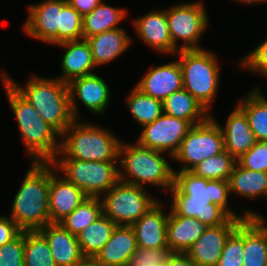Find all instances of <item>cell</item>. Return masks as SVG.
<instances>
[{
    "label": "cell",
    "mask_w": 267,
    "mask_h": 266,
    "mask_svg": "<svg viewBox=\"0 0 267 266\" xmlns=\"http://www.w3.org/2000/svg\"><path fill=\"white\" fill-rule=\"evenodd\" d=\"M170 210L183 217H193L208 227L225 224L231 217L246 219V215H237L230 209L229 182L206 179L191 171L174 169V185Z\"/></svg>",
    "instance_id": "obj_1"
},
{
    "label": "cell",
    "mask_w": 267,
    "mask_h": 266,
    "mask_svg": "<svg viewBox=\"0 0 267 266\" xmlns=\"http://www.w3.org/2000/svg\"><path fill=\"white\" fill-rule=\"evenodd\" d=\"M5 94L19 127L29 158L35 163H50L60 151L61 135L39 116L36 109L0 74Z\"/></svg>",
    "instance_id": "obj_2"
},
{
    "label": "cell",
    "mask_w": 267,
    "mask_h": 266,
    "mask_svg": "<svg viewBox=\"0 0 267 266\" xmlns=\"http://www.w3.org/2000/svg\"><path fill=\"white\" fill-rule=\"evenodd\" d=\"M49 179L50 163L31 162L8 216L22 231H37L50 223Z\"/></svg>",
    "instance_id": "obj_3"
},
{
    "label": "cell",
    "mask_w": 267,
    "mask_h": 266,
    "mask_svg": "<svg viewBox=\"0 0 267 266\" xmlns=\"http://www.w3.org/2000/svg\"><path fill=\"white\" fill-rule=\"evenodd\" d=\"M14 88L36 109L40 117L60 135L76 120L72 114L68 85L58 78H43L33 74L27 86H21L1 71Z\"/></svg>",
    "instance_id": "obj_4"
},
{
    "label": "cell",
    "mask_w": 267,
    "mask_h": 266,
    "mask_svg": "<svg viewBox=\"0 0 267 266\" xmlns=\"http://www.w3.org/2000/svg\"><path fill=\"white\" fill-rule=\"evenodd\" d=\"M133 144L121 141L119 180L143 188L147 185L161 186L169 192L174 185V168L164 158V152L142 147L137 142Z\"/></svg>",
    "instance_id": "obj_5"
},
{
    "label": "cell",
    "mask_w": 267,
    "mask_h": 266,
    "mask_svg": "<svg viewBox=\"0 0 267 266\" xmlns=\"http://www.w3.org/2000/svg\"><path fill=\"white\" fill-rule=\"evenodd\" d=\"M60 138V151L54 159L118 160L121 140L106 128L76 119Z\"/></svg>",
    "instance_id": "obj_6"
},
{
    "label": "cell",
    "mask_w": 267,
    "mask_h": 266,
    "mask_svg": "<svg viewBox=\"0 0 267 266\" xmlns=\"http://www.w3.org/2000/svg\"><path fill=\"white\" fill-rule=\"evenodd\" d=\"M175 55L182 70L183 88L210 112L220 83V66L213 52L180 50Z\"/></svg>",
    "instance_id": "obj_7"
},
{
    "label": "cell",
    "mask_w": 267,
    "mask_h": 266,
    "mask_svg": "<svg viewBox=\"0 0 267 266\" xmlns=\"http://www.w3.org/2000/svg\"><path fill=\"white\" fill-rule=\"evenodd\" d=\"M117 162L53 159L50 163L87 197L100 198L101 194L108 192L119 181Z\"/></svg>",
    "instance_id": "obj_8"
},
{
    "label": "cell",
    "mask_w": 267,
    "mask_h": 266,
    "mask_svg": "<svg viewBox=\"0 0 267 266\" xmlns=\"http://www.w3.org/2000/svg\"><path fill=\"white\" fill-rule=\"evenodd\" d=\"M144 189L119 180L100 197L103 214L116 225L131 226L158 202Z\"/></svg>",
    "instance_id": "obj_9"
},
{
    "label": "cell",
    "mask_w": 267,
    "mask_h": 266,
    "mask_svg": "<svg viewBox=\"0 0 267 266\" xmlns=\"http://www.w3.org/2000/svg\"><path fill=\"white\" fill-rule=\"evenodd\" d=\"M223 151L225 145L220 123L211 114L205 122L193 125L187 132L173 160L182 164L179 171H190L204 159Z\"/></svg>",
    "instance_id": "obj_10"
},
{
    "label": "cell",
    "mask_w": 267,
    "mask_h": 266,
    "mask_svg": "<svg viewBox=\"0 0 267 266\" xmlns=\"http://www.w3.org/2000/svg\"><path fill=\"white\" fill-rule=\"evenodd\" d=\"M208 18L202 1L180 3L169 7L167 9V23L173 45L179 51L203 49L199 45V41L209 25ZM178 40L182 41L180 47Z\"/></svg>",
    "instance_id": "obj_11"
},
{
    "label": "cell",
    "mask_w": 267,
    "mask_h": 266,
    "mask_svg": "<svg viewBox=\"0 0 267 266\" xmlns=\"http://www.w3.org/2000/svg\"><path fill=\"white\" fill-rule=\"evenodd\" d=\"M137 143L146 148L164 152L170 159L179 150L182 140L192 125L183 119L162 114L154 122L142 126Z\"/></svg>",
    "instance_id": "obj_12"
},
{
    "label": "cell",
    "mask_w": 267,
    "mask_h": 266,
    "mask_svg": "<svg viewBox=\"0 0 267 266\" xmlns=\"http://www.w3.org/2000/svg\"><path fill=\"white\" fill-rule=\"evenodd\" d=\"M67 3V0H44L29 6L23 24L25 34L48 44H58L61 11Z\"/></svg>",
    "instance_id": "obj_13"
},
{
    "label": "cell",
    "mask_w": 267,
    "mask_h": 266,
    "mask_svg": "<svg viewBox=\"0 0 267 266\" xmlns=\"http://www.w3.org/2000/svg\"><path fill=\"white\" fill-rule=\"evenodd\" d=\"M67 85L75 119H79L78 101L94 114L104 113L110 101V89L104 79L94 73L73 79Z\"/></svg>",
    "instance_id": "obj_14"
},
{
    "label": "cell",
    "mask_w": 267,
    "mask_h": 266,
    "mask_svg": "<svg viewBox=\"0 0 267 266\" xmlns=\"http://www.w3.org/2000/svg\"><path fill=\"white\" fill-rule=\"evenodd\" d=\"M243 220L231 217L225 224L208 227L185 254L198 266H217L227 238Z\"/></svg>",
    "instance_id": "obj_15"
},
{
    "label": "cell",
    "mask_w": 267,
    "mask_h": 266,
    "mask_svg": "<svg viewBox=\"0 0 267 266\" xmlns=\"http://www.w3.org/2000/svg\"><path fill=\"white\" fill-rule=\"evenodd\" d=\"M58 171L50 163L49 179V215L50 223H59L71 214L87 198L84 192L58 176Z\"/></svg>",
    "instance_id": "obj_16"
},
{
    "label": "cell",
    "mask_w": 267,
    "mask_h": 266,
    "mask_svg": "<svg viewBox=\"0 0 267 266\" xmlns=\"http://www.w3.org/2000/svg\"><path fill=\"white\" fill-rule=\"evenodd\" d=\"M135 86L143 93L163 102L172 93L183 88L179 61L151 66Z\"/></svg>",
    "instance_id": "obj_17"
},
{
    "label": "cell",
    "mask_w": 267,
    "mask_h": 266,
    "mask_svg": "<svg viewBox=\"0 0 267 266\" xmlns=\"http://www.w3.org/2000/svg\"><path fill=\"white\" fill-rule=\"evenodd\" d=\"M137 35L148 46L163 54H176L167 23V9L151 11L133 20Z\"/></svg>",
    "instance_id": "obj_18"
},
{
    "label": "cell",
    "mask_w": 267,
    "mask_h": 266,
    "mask_svg": "<svg viewBox=\"0 0 267 266\" xmlns=\"http://www.w3.org/2000/svg\"><path fill=\"white\" fill-rule=\"evenodd\" d=\"M158 201L139 220L131 225L137 246L147 249L162 248L167 245V221L163 205Z\"/></svg>",
    "instance_id": "obj_19"
},
{
    "label": "cell",
    "mask_w": 267,
    "mask_h": 266,
    "mask_svg": "<svg viewBox=\"0 0 267 266\" xmlns=\"http://www.w3.org/2000/svg\"><path fill=\"white\" fill-rule=\"evenodd\" d=\"M38 231L47 240L57 266H73L84 258L77 236L60 223H48Z\"/></svg>",
    "instance_id": "obj_20"
},
{
    "label": "cell",
    "mask_w": 267,
    "mask_h": 266,
    "mask_svg": "<svg viewBox=\"0 0 267 266\" xmlns=\"http://www.w3.org/2000/svg\"><path fill=\"white\" fill-rule=\"evenodd\" d=\"M56 45L66 50L60 65L62 74L55 78L68 84L73 79L94 74L92 70L96 66L90 44L86 39L65 41Z\"/></svg>",
    "instance_id": "obj_21"
},
{
    "label": "cell",
    "mask_w": 267,
    "mask_h": 266,
    "mask_svg": "<svg viewBox=\"0 0 267 266\" xmlns=\"http://www.w3.org/2000/svg\"><path fill=\"white\" fill-rule=\"evenodd\" d=\"M137 248V240L132 227L117 225L110 239L94 259L103 266H128Z\"/></svg>",
    "instance_id": "obj_22"
},
{
    "label": "cell",
    "mask_w": 267,
    "mask_h": 266,
    "mask_svg": "<svg viewBox=\"0 0 267 266\" xmlns=\"http://www.w3.org/2000/svg\"><path fill=\"white\" fill-rule=\"evenodd\" d=\"M220 127L224 137L225 150L236 160L257 142L247 116L237 105L229 114L224 128L222 125Z\"/></svg>",
    "instance_id": "obj_23"
},
{
    "label": "cell",
    "mask_w": 267,
    "mask_h": 266,
    "mask_svg": "<svg viewBox=\"0 0 267 266\" xmlns=\"http://www.w3.org/2000/svg\"><path fill=\"white\" fill-rule=\"evenodd\" d=\"M207 228L196 218L176 215L169 210L167 245L174 253H186Z\"/></svg>",
    "instance_id": "obj_24"
},
{
    "label": "cell",
    "mask_w": 267,
    "mask_h": 266,
    "mask_svg": "<svg viewBox=\"0 0 267 266\" xmlns=\"http://www.w3.org/2000/svg\"><path fill=\"white\" fill-rule=\"evenodd\" d=\"M86 40L90 44L96 67L110 63L122 55L131 46L132 42V39L122 27L93 35Z\"/></svg>",
    "instance_id": "obj_25"
},
{
    "label": "cell",
    "mask_w": 267,
    "mask_h": 266,
    "mask_svg": "<svg viewBox=\"0 0 267 266\" xmlns=\"http://www.w3.org/2000/svg\"><path fill=\"white\" fill-rule=\"evenodd\" d=\"M164 114L188 121L192 126L205 122L211 112L196 100L187 90L181 88L163 102Z\"/></svg>",
    "instance_id": "obj_26"
},
{
    "label": "cell",
    "mask_w": 267,
    "mask_h": 266,
    "mask_svg": "<svg viewBox=\"0 0 267 266\" xmlns=\"http://www.w3.org/2000/svg\"><path fill=\"white\" fill-rule=\"evenodd\" d=\"M230 193L244 198H267V172L248 170L237 162L229 177Z\"/></svg>",
    "instance_id": "obj_27"
},
{
    "label": "cell",
    "mask_w": 267,
    "mask_h": 266,
    "mask_svg": "<svg viewBox=\"0 0 267 266\" xmlns=\"http://www.w3.org/2000/svg\"><path fill=\"white\" fill-rule=\"evenodd\" d=\"M124 8H115L101 2L89 14L83 16V39L120 28L118 24L127 16Z\"/></svg>",
    "instance_id": "obj_28"
},
{
    "label": "cell",
    "mask_w": 267,
    "mask_h": 266,
    "mask_svg": "<svg viewBox=\"0 0 267 266\" xmlns=\"http://www.w3.org/2000/svg\"><path fill=\"white\" fill-rule=\"evenodd\" d=\"M264 96L260 88L255 87L237 104L247 116L257 141H267V98Z\"/></svg>",
    "instance_id": "obj_29"
},
{
    "label": "cell",
    "mask_w": 267,
    "mask_h": 266,
    "mask_svg": "<svg viewBox=\"0 0 267 266\" xmlns=\"http://www.w3.org/2000/svg\"><path fill=\"white\" fill-rule=\"evenodd\" d=\"M116 226L110 218L102 214L82 230L77 239L83 256L94 258L110 239Z\"/></svg>",
    "instance_id": "obj_30"
},
{
    "label": "cell",
    "mask_w": 267,
    "mask_h": 266,
    "mask_svg": "<svg viewBox=\"0 0 267 266\" xmlns=\"http://www.w3.org/2000/svg\"><path fill=\"white\" fill-rule=\"evenodd\" d=\"M126 105L140 126L154 122L164 113L162 101L143 93L136 86L130 92Z\"/></svg>",
    "instance_id": "obj_31"
},
{
    "label": "cell",
    "mask_w": 267,
    "mask_h": 266,
    "mask_svg": "<svg viewBox=\"0 0 267 266\" xmlns=\"http://www.w3.org/2000/svg\"><path fill=\"white\" fill-rule=\"evenodd\" d=\"M102 214L103 206L101 198L87 197L71 214L66 216L59 223L73 235L77 236Z\"/></svg>",
    "instance_id": "obj_32"
},
{
    "label": "cell",
    "mask_w": 267,
    "mask_h": 266,
    "mask_svg": "<svg viewBox=\"0 0 267 266\" xmlns=\"http://www.w3.org/2000/svg\"><path fill=\"white\" fill-rule=\"evenodd\" d=\"M243 266H267L263 235L247 220H243Z\"/></svg>",
    "instance_id": "obj_33"
},
{
    "label": "cell",
    "mask_w": 267,
    "mask_h": 266,
    "mask_svg": "<svg viewBox=\"0 0 267 266\" xmlns=\"http://www.w3.org/2000/svg\"><path fill=\"white\" fill-rule=\"evenodd\" d=\"M24 266H57L45 237L37 231H24Z\"/></svg>",
    "instance_id": "obj_34"
},
{
    "label": "cell",
    "mask_w": 267,
    "mask_h": 266,
    "mask_svg": "<svg viewBox=\"0 0 267 266\" xmlns=\"http://www.w3.org/2000/svg\"><path fill=\"white\" fill-rule=\"evenodd\" d=\"M236 164V159L226 150L218 155L204 159L190 171L206 179L228 181Z\"/></svg>",
    "instance_id": "obj_35"
},
{
    "label": "cell",
    "mask_w": 267,
    "mask_h": 266,
    "mask_svg": "<svg viewBox=\"0 0 267 266\" xmlns=\"http://www.w3.org/2000/svg\"><path fill=\"white\" fill-rule=\"evenodd\" d=\"M83 17L67 3L61 11L60 27H58V44L65 41L83 39Z\"/></svg>",
    "instance_id": "obj_36"
},
{
    "label": "cell",
    "mask_w": 267,
    "mask_h": 266,
    "mask_svg": "<svg viewBox=\"0 0 267 266\" xmlns=\"http://www.w3.org/2000/svg\"><path fill=\"white\" fill-rule=\"evenodd\" d=\"M217 266H243V221L227 238Z\"/></svg>",
    "instance_id": "obj_37"
},
{
    "label": "cell",
    "mask_w": 267,
    "mask_h": 266,
    "mask_svg": "<svg viewBox=\"0 0 267 266\" xmlns=\"http://www.w3.org/2000/svg\"><path fill=\"white\" fill-rule=\"evenodd\" d=\"M173 254L174 252L169 246L155 249L138 247L128 266H165Z\"/></svg>",
    "instance_id": "obj_38"
},
{
    "label": "cell",
    "mask_w": 267,
    "mask_h": 266,
    "mask_svg": "<svg viewBox=\"0 0 267 266\" xmlns=\"http://www.w3.org/2000/svg\"><path fill=\"white\" fill-rule=\"evenodd\" d=\"M236 162L248 170L267 172V141H257Z\"/></svg>",
    "instance_id": "obj_39"
},
{
    "label": "cell",
    "mask_w": 267,
    "mask_h": 266,
    "mask_svg": "<svg viewBox=\"0 0 267 266\" xmlns=\"http://www.w3.org/2000/svg\"><path fill=\"white\" fill-rule=\"evenodd\" d=\"M0 266H24V231L0 246Z\"/></svg>",
    "instance_id": "obj_40"
},
{
    "label": "cell",
    "mask_w": 267,
    "mask_h": 266,
    "mask_svg": "<svg viewBox=\"0 0 267 266\" xmlns=\"http://www.w3.org/2000/svg\"><path fill=\"white\" fill-rule=\"evenodd\" d=\"M240 68L267 79V38L239 61Z\"/></svg>",
    "instance_id": "obj_41"
},
{
    "label": "cell",
    "mask_w": 267,
    "mask_h": 266,
    "mask_svg": "<svg viewBox=\"0 0 267 266\" xmlns=\"http://www.w3.org/2000/svg\"><path fill=\"white\" fill-rule=\"evenodd\" d=\"M21 232L22 230L10 217L0 216V246L12 241Z\"/></svg>",
    "instance_id": "obj_42"
},
{
    "label": "cell",
    "mask_w": 267,
    "mask_h": 266,
    "mask_svg": "<svg viewBox=\"0 0 267 266\" xmlns=\"http://www.w3.org/2000/svg\"><path fill=\"white\" fill-rule=\"evenodd\" d=\"M247 217L246 219L263 235L264 242L266 245V255H267V219L266 217H262L258 213H255L251 210L244 211Z\"/></svg>",
    "instance_id": "obj_43"
},
{
    "label": "cell",
    "mask_w": 267,
    "mask_h": 266,
    "mask_svg": "<svg viewBox=\"0 0 267 266\" xmlns=\"http://www.w3.org/2000/svg\"><path fill=\"white\" fill-rule=\"evenodd\" d=\"M67 1L83 17L89 14L103 0H67Z\"/></svg>",
    "instance_id": "obj_44"
},
{
    "label": "cell",
    "mask_w": 267,
    "mask_h": 266,
    "mask_svg": "<svg viewBox=\"0 0 267 266\" xmlns=\"http://www.w3.org/2000/svg\"><path fill=\"white\" fill-rule=\"evenodd\" d=\"M165 266H198L192 259L185 253H174Z\"/></svg>",
    "instance_id": "obj_45"
},
{
    "label": "cell",
    "mask_w": 267,
    "mask_h": 266,
    "mask_svg": "<svg viewBox=\"0 0 267 266\" xmlns=\"http://www.w3.org/2000/svg\"><path fill=\"white\" fill-rule=\"evenodd\" d=\"M73 266H103V265L97 262L94 258L84 257L80 262H78Z\"/></svg>",
    "instance_id": "obj_46"
},
{
    "label": "cell",
    "mask_w": 267,
    "mask_h": 266,
    "mask_svg": "<svg viewBox=\"0 0 267 266\" xmlns=\"http://www.w3.org/2000/svg\"><path fill=\"white\" fill-rule=\"evenodd\" d=\"M237 2H240V3H244V4H250V5H253V4H259V3H267V0H236Z\"/></svg>",
    "instance_id": "obj_47"
}]
</instances>
